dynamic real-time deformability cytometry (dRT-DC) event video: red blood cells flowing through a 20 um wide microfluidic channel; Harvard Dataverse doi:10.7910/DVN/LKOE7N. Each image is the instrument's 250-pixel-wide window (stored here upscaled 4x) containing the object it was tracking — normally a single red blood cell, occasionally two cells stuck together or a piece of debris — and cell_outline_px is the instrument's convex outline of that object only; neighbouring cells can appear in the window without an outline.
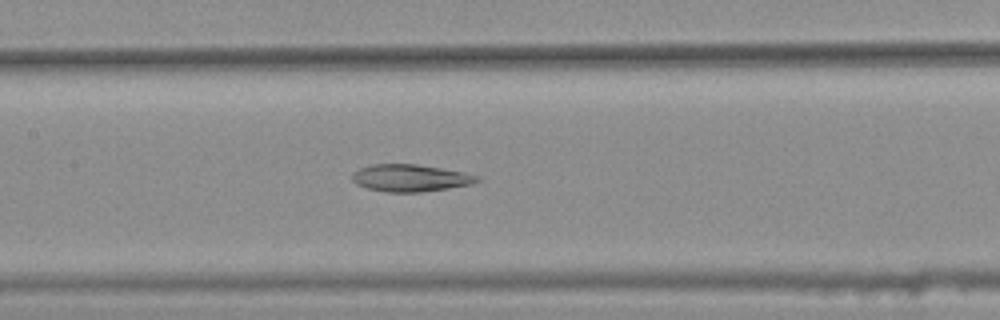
{"species": "common noctule bat (a hibernating species)", "species_latin": "Nyctalus noctula", "temperature_condition": "warm", "stored_images_in_passage": 45, "camera_frame_rate_fps": 3000, "um_per_image_px": 0.085, "animal": {"sex": "female", "body_mass_g": 25.1}, "frame": {"image": 1, "passage_image": 25, "time_ms": 8.0, "image_size_px": [1000, 320], "cell_outline_px": [[480, 180], [472, 184], [448, 188], [420, 192], [388, 192], [368, 188], [356, 184], [352, 180], [352, 176], [360, 168], [372, 164], [416, 164], [440, 168], [480, 176]], "centroid_in_image_um": [34.88, 15.13], "position_along_channel_um": 172.5, "area_um2": 19.48}}
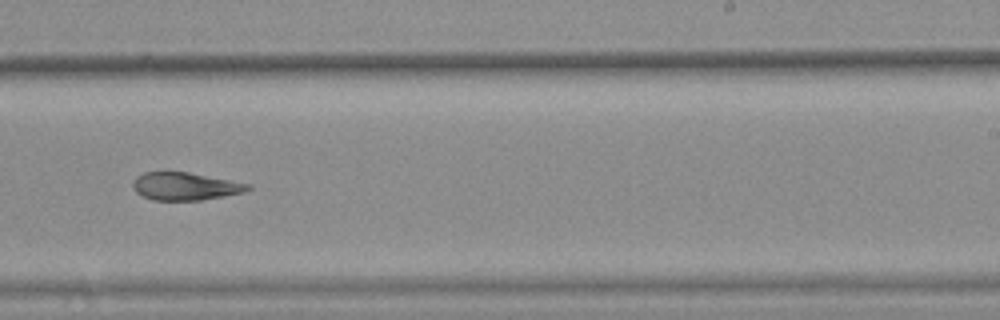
{"frame": {"image": 2, "passage_image": 33, "time_ms": 10.667, "image_size_px": [1000, 320], "cell_outline_px": [[252, 188], [244, 192], [224, 196], [200, 200], [152, 200], [136, 192], [132, 188], [132, 184], [136, 176], [144, 172], [188, 172], [252, 184]], "centroid_in_image_um": [15.75, 15.83], "position_along_channel_um": 273.3, "area_um2": 18.61}}
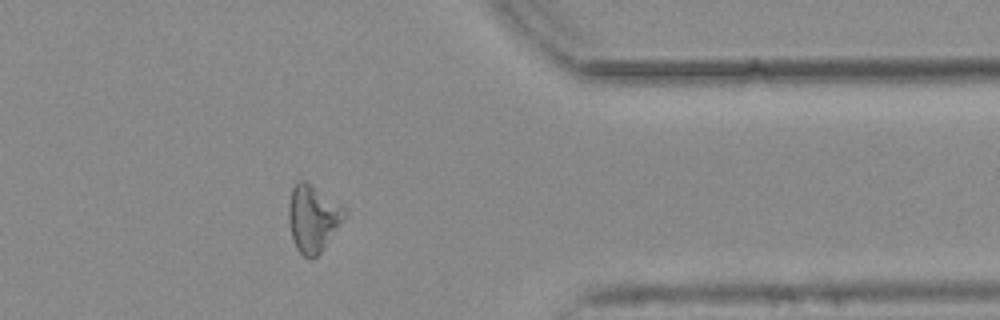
{"frame": {"image": 3, "passage_image": 43, "time_ms": 14.0, "image_size_px": [1000, 320], "cell_outline_px": [[348, 212], [320, 252], [312, 260], [304, 256], [296, 248], [292, 236], [288, 220], [288, 204], [292, 188], [296, 180], [304, 180], [344, 208]], "centroid_in_image_um": [26.55, 18.55], "position_along_channel_um": 384.9, "area_um2": 21.27}, "authors_computed_cell_mechanics": {"area_um2": 21.2704, "velocity_mm_per_s": 3.7905, "shape_relaxation_time_tau1_ms": null, "shape_relaxation_time_tau2_ms": 5.8761, "deformation_change_tau1": null, "deformation_change_tau2": 0.1581}}